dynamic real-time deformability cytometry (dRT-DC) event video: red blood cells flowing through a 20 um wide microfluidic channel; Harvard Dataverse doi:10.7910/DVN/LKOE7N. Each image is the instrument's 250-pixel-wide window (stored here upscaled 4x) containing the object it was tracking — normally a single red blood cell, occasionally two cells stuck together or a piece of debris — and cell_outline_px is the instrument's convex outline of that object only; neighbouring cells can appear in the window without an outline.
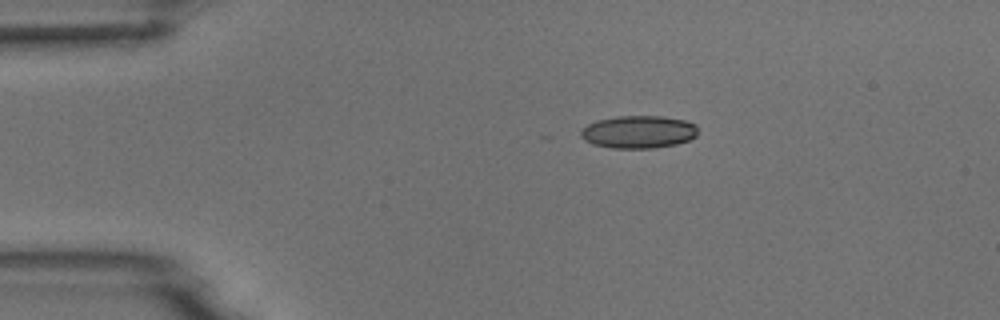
{"species": "common noctule bat (a hibernating species)", "species_latin": "Nyctalus noctula", "temperature_condition": "room temperature", "stored_images_in_passage": 3, "camera_frame_rate_fps": 3000, "um_per_image_px": 0.085, "animal": {"sex": "male", "body_mass_g": 18.8}, "frame": {"image": 1, "passage_image": 1, "time_ms": 0.0, "image_size_px": [1000, 320], "cell_outline_px": [[696, 136], [688, 140], [676, 144], [652, 148], [612, 148], [592, 144], [584, 140], [580, 136], [580, 132], [588, 124], [596, 120], [616, 116], [664, 116], [684, 120], [696, 124]], "centroid_in_image_um": [54.25, 11.21], "position_along_channel_um": 30.7, "area_um2": 22.31}}